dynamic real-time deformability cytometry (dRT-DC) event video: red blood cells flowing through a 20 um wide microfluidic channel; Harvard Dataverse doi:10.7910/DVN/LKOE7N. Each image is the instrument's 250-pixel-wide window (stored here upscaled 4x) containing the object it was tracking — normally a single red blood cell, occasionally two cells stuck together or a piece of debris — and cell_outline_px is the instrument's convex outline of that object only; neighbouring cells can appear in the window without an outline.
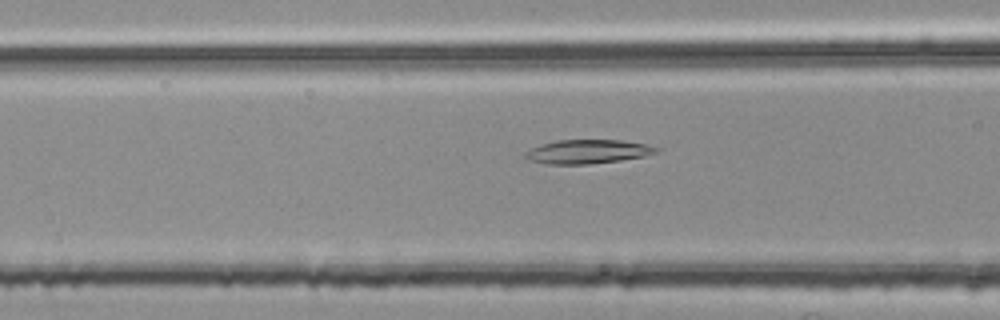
{"species": "common noctule bat (a hibernating species)", "species_latin": "Nyctalus noctula", "temperature_condition": "room temperature", "stored_images_in_passage": 15, "camera_frame_rate_fps": 3000, "um_per_image_px": 0.085, "animal": {"sex": "female", "body_mass_g": 25.1}, "frame": {"image": 1, "passage_image": 9, "time_ms": 2.667, "image_size_px": [1000, 320], "cell_outline_px": [[660, 148], [656, 152], [644, 156], [620, 160], [588, 164], [544, 164], [528, 160], [524, 156], [524, 152], [540, 144], [556, 140], [620, 140], [644, 144]], "centroid_in_image_um": [49.88, 12.89], "position_along_channel_um": 116.7, "area_um2": 18.21}}
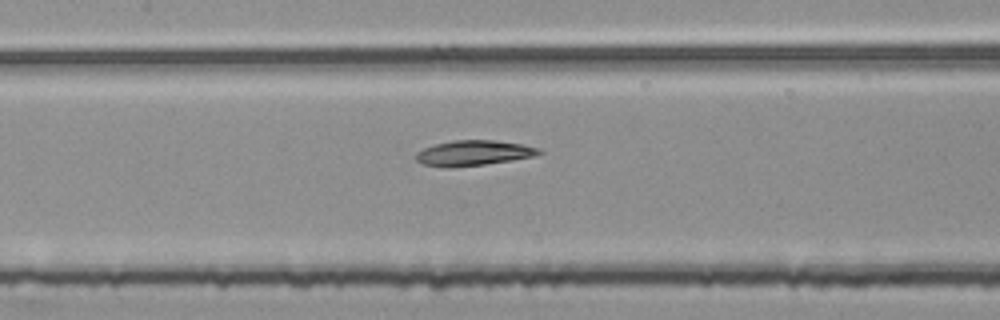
{"frame": {"image": 2, "passage_image": 13, "time_ms": 4.0, "image_size_px": [1000, 320], "cell_outline_px": [[544, 152], [532, 156], [512, 160], [484, 164], [448, 168], [424, 164], [416, 160], [416, 152], [424, 148], [436, 144], [452, 140], [496, 140], [524, 144], [540, 148]], "centroid_in_image_um": [40.27, 12.99], "position_along_channel_um": 167.1, "area_um2": 18.09}}